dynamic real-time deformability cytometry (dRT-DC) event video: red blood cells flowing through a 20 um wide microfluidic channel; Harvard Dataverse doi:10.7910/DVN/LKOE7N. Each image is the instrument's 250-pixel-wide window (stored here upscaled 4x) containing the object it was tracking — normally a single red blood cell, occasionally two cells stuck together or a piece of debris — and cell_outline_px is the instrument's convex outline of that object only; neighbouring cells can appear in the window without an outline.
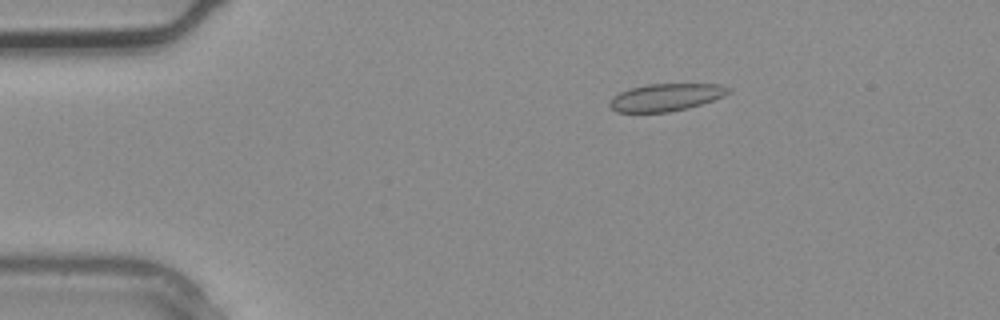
{"species": "common noctule bat (a hibernating species)", "species_latin": "Nyctalus noctula", "temperature_condition": "warm", "stored_images_in_passage": 2, "camera_frame_rate_fps": 3000, "um_per_image_px": 0.085, "animal": {"sex": "male", "body_mass_g": 20.4}, "frame": {"image": 1, "passage_image": 1, "time_ms": 0.0, "image_size_px": [1000, 320], "cell_outline_px": [[732, 92], [724, 96], [688, 108], [668, 112], [616, 112], [608, 104], [612, 96], [620, 92], [632, 88], [648, 84], [720, 84], [732, 88]], "centroid_in_image_um": [56.62, 8.26], "position_along_channel_um": 28.4, "area_um2": 18.96}}